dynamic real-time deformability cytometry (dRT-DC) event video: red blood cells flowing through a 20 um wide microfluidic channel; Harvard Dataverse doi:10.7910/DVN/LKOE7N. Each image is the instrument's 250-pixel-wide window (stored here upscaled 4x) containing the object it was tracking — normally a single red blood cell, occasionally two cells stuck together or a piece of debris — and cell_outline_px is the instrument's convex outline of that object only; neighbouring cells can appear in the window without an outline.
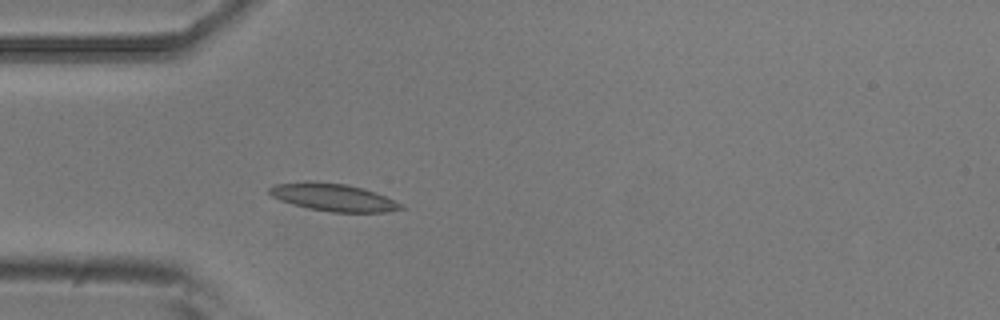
{"species": "common noctule bat (a hibernating species)", "species_latin": "Nyctalus noctula", "temperature_condition": "room temperature", "stored_images_in_passage": 4, "camera_frame_rate_fps": 3000, "um_per_image_px": 0.085, "animal": {"sex": "male", "body_mass_g": 20.5, "forearm_length_mm": 52.5}, "frame": {"image": 1, "passage_image": 4, "time_ms": 1.0, "image_size_px": [1000, 320], "cell_outline_px": [[404, 208], [384, 212], [328, 212], [308, 208], [292, 204], [280, 200], [272, 196], [268, 192], [268, 188], [272, 184], [304, 180], [308, 180], [344, 184], [364, 188], [376, 192], [400, 204]], "centroid_in_image_um": [28.23, 16.75], "position_along_channel_um": 56.8, "area_um2": 21.21}}